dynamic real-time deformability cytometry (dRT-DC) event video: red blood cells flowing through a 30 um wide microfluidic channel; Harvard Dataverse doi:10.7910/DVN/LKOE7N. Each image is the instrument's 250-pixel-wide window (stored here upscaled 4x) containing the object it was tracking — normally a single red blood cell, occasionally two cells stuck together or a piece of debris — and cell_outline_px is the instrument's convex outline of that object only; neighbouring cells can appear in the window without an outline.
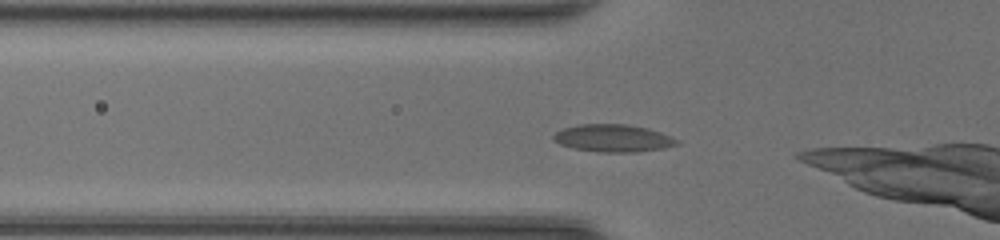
{"species": "common noctule bat (a hibernating species)", "species_latin": "Nyctalus noctula", "temperature_condition": "room temperature", "stored_images_in_passage": 13, "camera_frame_rate_fps": 3000, "um_per_image_px": 0.085, "animal": {"sex": "female", "body_mass_g": 20.0, "forearm_length_mm": 54.0}, "frame": {"image": 1, "passage_image": 3, "time_ms": 0.667, "image_size_px": [1000, 240], "cell_outline_px": [[680, 144], [664, 148], [636, 152], [600, 152], [576, 148], [560, 144], [552, 140], [552, 136], [556, 132], [564, 128], [580, 124], [628, 124], [648, 128], [660, 132], [680, 140]], "centroid_in_image_um": [52.15, 11.74], "position_along_channel_um": 73.7, "area_um2": 19.77}}
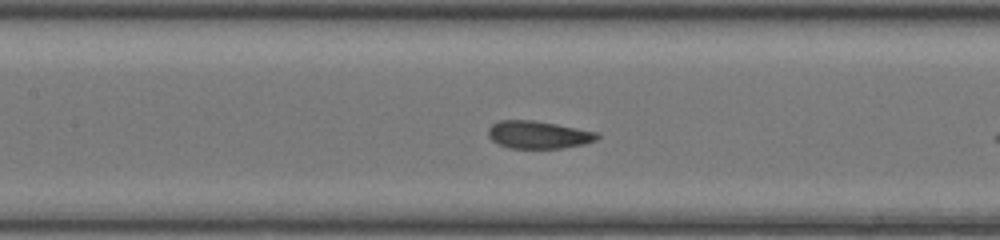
{"frame": {"image": 2, "passage_image": 9, "time_ms": 2.667, "image_size_px": [1000, 240], "cell_outline_px": [[600, 136], [596, 140], [584, 144], [560, 148], [508, 148], [492, 140], [488, 136], [488, 128], [492, 124], [500, 120], [532, 120], [556, 124], [596, 132]], "centroid_in_image_um": [45.73, 11.45], "position_along_channel_um": 161.7, "area_um2": 17.4}}
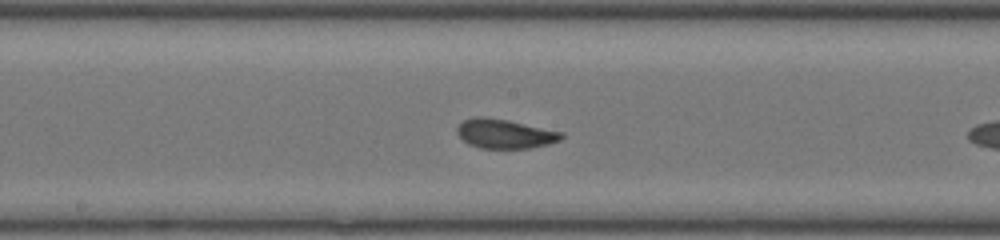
{"frame": {"image": 3, "passage_image": 12, "time_ms": 3.667, "image_size_px": [1000, 240], "cell_outline_px": [[564, 136], [560, 140], [548, 144], [532, 148], [480, 148], [468, 144], [456, 132], [456, 128], [464, 120], [476, 116], [484, 116], [508, 120], [564, 132]], "centroid_in_image_um": [42.92, 11.36], "position_along_channel_um": 205.3, "area_um2": 17.86}}